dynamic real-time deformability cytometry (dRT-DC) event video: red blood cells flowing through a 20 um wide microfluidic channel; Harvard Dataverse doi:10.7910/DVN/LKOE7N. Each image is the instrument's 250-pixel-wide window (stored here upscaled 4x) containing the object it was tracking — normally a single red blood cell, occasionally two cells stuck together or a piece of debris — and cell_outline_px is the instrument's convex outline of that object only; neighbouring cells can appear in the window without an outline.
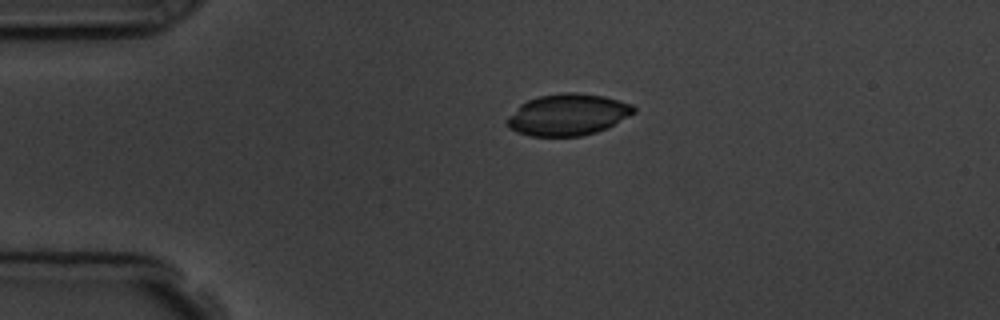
{"species": "common noctule bat (a hibernating species)", "species_latin": "Nyctalus noctula", "temperature_condition": "room temperature", "stored_images_in_passage": 3, "camera_frame_rate_fps": 3000, "um_per_image_px": 0.085, "animal": {"sex": "male", "body_mass_g": 19.5, "forearm_length_mm": 54.6}, "frame": {"image": 1, "passage_image": 1, "time_ms": 0.0, "image_size_px": [1000, 320], "cell_outline_px": [[636, 112], [608, 128], [596, 132], [580, 136], [532, 136], [516, 132], [508, 128], [504, 124], [504, 120], [520, 104], [528, 100], [540, 96], [564, 92], [576, 92], [604, 96], [620, 100], [632, 104], [636, 108]], "centroid_in_image_um": [48.25, 9.75], "position_along_channel_um": 36.7, "area_um2": 30.98}}